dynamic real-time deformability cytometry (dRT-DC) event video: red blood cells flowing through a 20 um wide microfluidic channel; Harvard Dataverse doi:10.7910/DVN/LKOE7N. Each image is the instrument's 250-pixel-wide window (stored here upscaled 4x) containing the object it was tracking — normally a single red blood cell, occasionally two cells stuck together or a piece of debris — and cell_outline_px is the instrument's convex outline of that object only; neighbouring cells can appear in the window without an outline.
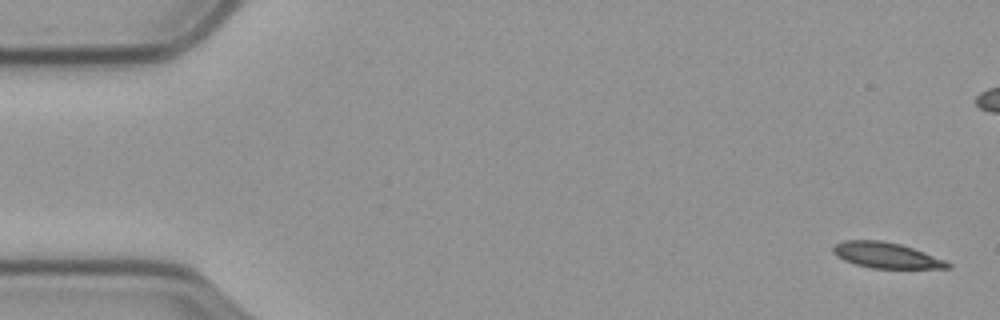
{"species": "common noctule bat (a hibernating species)", "species_latin": "Nyctalus noctula", "temperature_condition": "cold", "stored_images_in_passage": 14, "camera_frame_rate_fps": 3000, "um_per_image_px": 0.085, "animal": {"sex": "male", "body_mass_g": 23.1, "forearm_length_mm": 52.7}, "frame": {"image": 1, "passage_image": 1, "time_ms": 0.0, "image_size_px": [1000, 320], "cell_outline_px": [[952, 268], [872, 268], [856, 264], [844, 260], [836, 256], [832, 252], [832, 248], [836, 244], [844, 240], [880, 240], [900, 244], [924, 252], [944, 260], [952, 264]], "centroid_in_image_um": [75.31, 21.7], "position_along_channel_um": 9.7, "area_um2": 16.99}}
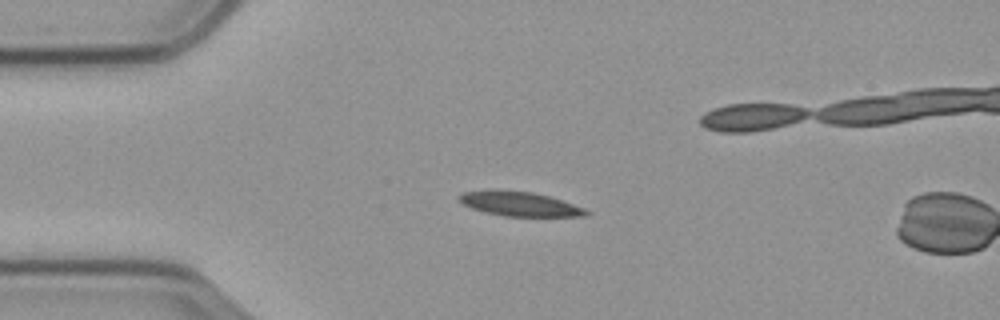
{"frame": {"image": 2, "passage_image": 13, "time_ms": 4.0, "image_size_px": [1000, 320], "cell_outline_px": [[592, 212], [588, 216], [504, 216], [484, 212], [472, 208], [464, 204], [456, 196], [464, 192], [532, 192], [552, 196], [584, 208]], "centroid_in_image_um": [44.28, 17.37], "position_along_channel_um": 40.7, "area_um2": 17.46}}